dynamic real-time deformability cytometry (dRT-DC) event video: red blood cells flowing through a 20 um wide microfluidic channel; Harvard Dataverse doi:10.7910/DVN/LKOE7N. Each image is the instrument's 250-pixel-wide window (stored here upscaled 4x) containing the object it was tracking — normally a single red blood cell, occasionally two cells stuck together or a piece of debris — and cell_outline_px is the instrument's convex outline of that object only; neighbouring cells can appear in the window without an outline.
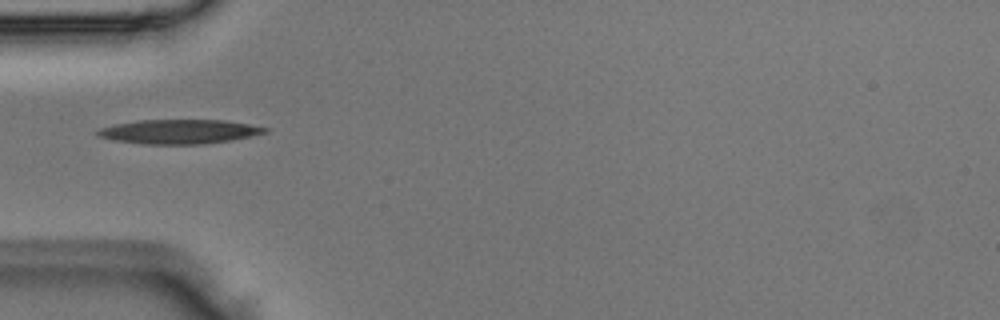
{"species": "Egyptian fruit bat (a non-hibernating species)", "species_latin": "Rousettus aegyptiacus", "temperature_condition": "room temperature", "stored_images_in_passage": 32, "camera_frame_rate_fps": 3000, "um_per_image_px": 0.085, "animal": {"sex": "male"}, "frame": {"image": 1, "passage_image": 1, "time_ms": 0.0, "image_size_px": [1000, 320], "cell_outline_px": [[268, 132], [232, 140], [204, 144], [140, 144], [116, 140], [100, 136], [96, 132], [100, 128], [116, 124], [136, 120], [224, 120], [248, 124], [268, 128]], "centroid_in_image_um": [15.25, 11.19], "position_along_channel_um": 69.8, "area_um2": 23.52}}
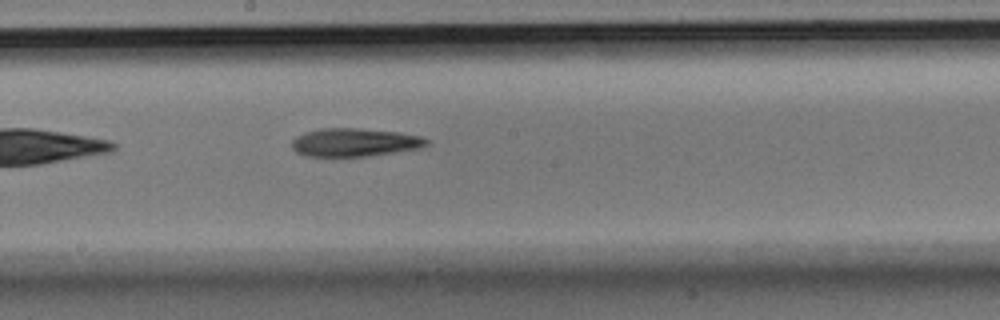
{"frame": {"image": 2, "passage_image": 12, "time_ms": 3.667, "image_size_px": [1000, 320], "cell_outline_px": [[428, 144], [420, 148], [368, 156], [332, 160], [304, 156], [296, 152], [292, 148], [292, 140], [296, 136], [304, 132], [320, 128], [356, 128], [400, 132], [420, 136], [428, 140]], "centroid_in_image_um": [30.04, 12.15], "position_along_channel_um": 218.2, "area_um2": 23.12}}
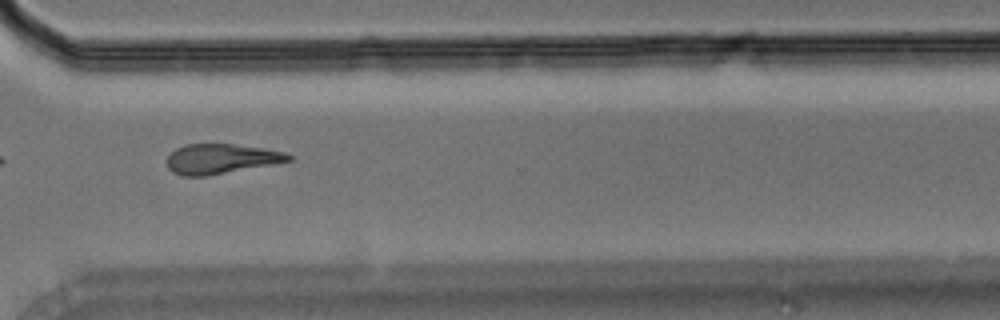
{"frame": {"image": 3, "passage_image": 22, "time_ms": 7.0, "image_size_px": [1000, 320], "cell_outline_px": [[292, 160], [272, 164], [208, 176], [180, 176], [172, 172], [168, 168], [168, 156], [176, 148], [184, 144], [232, 144], [264, 148], [284, 152], [292, 156]], "centroid_in_image_um": [18.76, 13.5], "position_along_channel_um": 351.8, "area_um2": 21.1}}